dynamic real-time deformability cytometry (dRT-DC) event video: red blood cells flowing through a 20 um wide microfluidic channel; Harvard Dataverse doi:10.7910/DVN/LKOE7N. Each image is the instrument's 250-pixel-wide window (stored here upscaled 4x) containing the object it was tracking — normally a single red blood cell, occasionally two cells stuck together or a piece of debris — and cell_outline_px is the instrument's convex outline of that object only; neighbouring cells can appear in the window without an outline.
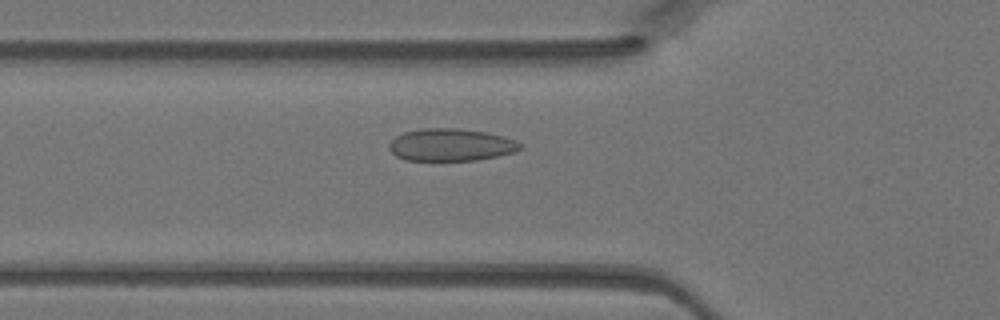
{"species": "Egyptian fruit bat (a non-hibernating species)", "species_latin": "Rousettus aegyptiacus", "temperature_condition": "warm", "stored_images_in_passage": 34, "camera_frame_rate_fps": 3000, "um_per_image_px": 0.085, "animal": {"sex": "female"}, "frame": {"image": 1, "passage_image": 9, "time_ms": 2.667, "image_size_px": [1000, 320], "cell_outline_px": [[524, 144], [516, 152], [476, 160], [404, 160], [396, 156], [388, 148], [388, 144], [396, 136], [404, 132], [424, 128], [456, 128], [484, 132], [504, 136], [516, 140]], "centroid_in_image_um": [38.33, 12.31], "position_along_channel_um": 87.5, "area_um2": 24.74}}
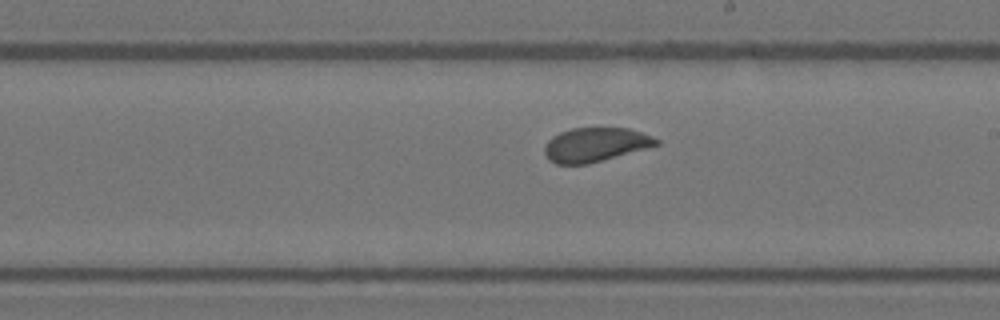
{"frame": {"image": 2, "passage_image": 19, "time_ms": 6.0, "image_size_px": [1000, 320], "cell_outline_px": [[660, 144], [588, 164], [556, 164], [548, 160], [544, 152], [544, 144], [552, 136], [560, 132], [572, 128], [628, 128], [652, 136], [660, 140]], "centroid_in_image_um": [50.56, 12.3], "position_along_channel_um": 238.4, "area_um2": 22.14}}
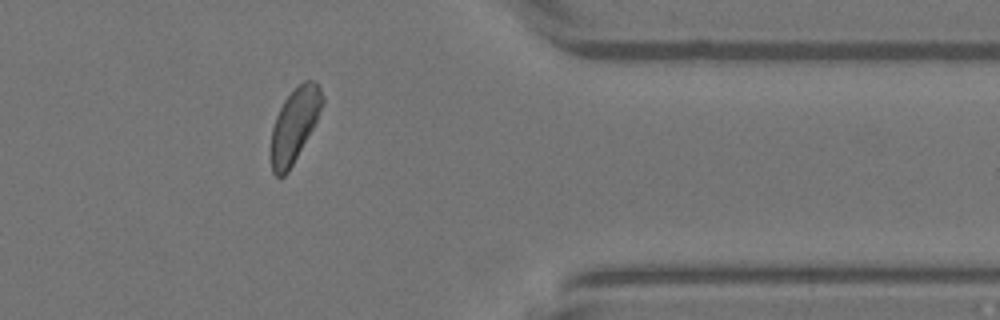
{"frame": {"image": 3, "passage_image": 30, "time_ms": 9.667, "image_size_px": [1000, 320], "cell_outline_px": [[324, 100], [316, 120], [312, 128], [288, 172], [284, 176], [276, 176], [272, 172], [272, 128], [276, 116], [284, 100], [304, 80], [316, 80], [324, 96]], "centroid_in_image_um": [25.04, 10.59], "position_along_channel_um": 386.4, "area_um2": 21.39}}